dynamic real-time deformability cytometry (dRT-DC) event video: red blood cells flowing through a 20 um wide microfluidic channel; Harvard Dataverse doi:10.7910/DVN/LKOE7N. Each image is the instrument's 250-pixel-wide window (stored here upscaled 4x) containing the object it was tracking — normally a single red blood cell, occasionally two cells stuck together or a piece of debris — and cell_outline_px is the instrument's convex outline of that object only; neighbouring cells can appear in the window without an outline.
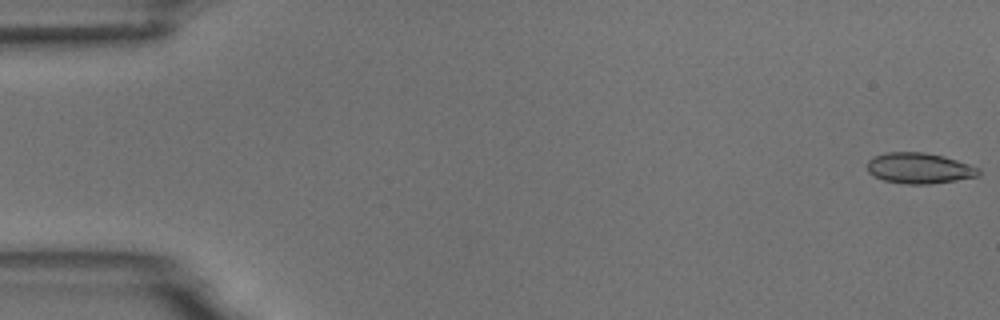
{"species": "common noctule bat (a hibernating species)", "species_latin": "Nyctalus noctula", "temperature_condition": "room temperature", "stored_images_in_passage": 6, "camera_frame_rate_fps": 3000, "um_per_image_px": 0.085, "animal": {"sex": "male", "body_mass_g": 18.8}, "frame": {"image": 1, "passage_image": 1, "time_ms": 0.0, "image_size_px": [1000, 320], "cell_outline_px": [[980, 176], [956, 180], [928, 184], [904, 184], [884, 180], [872, 176], [868, 172], [868, 160], [872, 156], [888, 152], [924, 152], [944, 156], [980, 168]], "centroid_in_image_um": [78.12, 14.29], "position_along_channel_um": 6.9, "area_um2": 20.06}}